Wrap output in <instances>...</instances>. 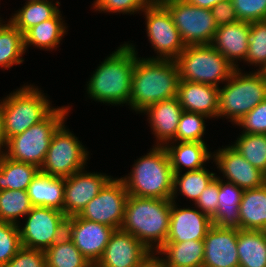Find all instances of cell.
<instances>
[{
  "label": "cell",
  "instance_id": "e575fe53",
  "mask_svg": "<svg viewBox=\"0 0 266 267\" xmlns=\"http://www.w3.org/2000/svg\"><path fill=\"white\" fill-rule=\"evenodd\" d=\"M231 146L266 175V134L239 133Z\"/></svg>",
  "mask_w": 266,
  "mask_h": 267
},
{
  "label": "cell",
  "instance_id": "7402d4cb",
  "mask_svg": "<svg viewBox=\"0 0 266 267\" xmlns=\"http://www.w3.org/2000/svg\"><path fill=\"white\" fill-rule=\"evenodd\" d=\"M177 98L183 111L199 113L218 120L219 87L180 81Z\"/></svg>",
  "mask_w": 266,
  "mask_h": 267
},
{
  "label": "cell",
  "instance_id": "7c38bea8",
  "mask_svg": "<svg viewBox=\"0 0 266 267\" xmlns=\"http://www.w3.org/2000/svg\"><path fill=\"white\" fill-rule=\"evenodd\" d=\"M171 14L184 44H211L217 30L210 9L189 4L186 0H158Z\"/></svg>",
  "mask_w": 266,
  "mask_h": 267
},
{
  "label": "cell",
  "instance_id": "4fadbf2b",
  "mask_svg": "<svg viewBox=\"0 0 266 267\" xmlns=\"http://www.w3.org/2000/svg\"><path fill=\"white\" fill-rule=\"evenodd\" d=\"M128 192L121 178L112 177L100 193L88 202L79 216L86 220L120 229Z\"/></svg>",
  "mask_w": 266,
  "mask_h": 267
},
{
  "label": "cell",
  "instance_id": "8fae6325",
  "mask_svg": "<svg viewBox=\"0 0 266 267\" xmlns=\"http://www.w3.org/2000/svg\"><path fill=\"white\" fill-rule=\"evenodd\" d=\"M140 14L145 16L148 42L156 53V56L147 58L175 60L186 45L170 12L158 0H154Z\"/></svg>",
  "mask_w": 266,
  "mask_h": 267
},
{
  "label": "cell",
  "instance_id": "f1b7e54d",
  "mask_svg": "<svg viewBox=\"0 0 266 267\" xmlns=\"http://www.w3.org/2000/svg\"><path fill=\"white\" fill-rule=\"evenodd\" d=\"M239 267H266V231L238 230Z\"/></svg>",
  "mask_w": 266,
  "mask_h": 267
},
{
  "label": "cell",
  "instance_id": "ba28073f",
  "mask_svg": "<svg viewBox=\"0 0 266 267\" xmlns=\"http://www.w3.org/2000/svg\"><path fill=\"white\" fill-rule=\"evenodd\" d=\"M180 81L220 87L236 69L211 44L187 45L175 59Z\"/></svg>",
  "mask_w": 266,
  "mask_h": 267
},
{
  "label": "cell",
  "instance_id": "f6af8a7d",
  "mask_svg": "<svg viewBox=\"0 0 266 267\" xmlns=\"http://www.w3.org/2000/svg\"><path fill=\"white\" fill-rule=\"evenodd\" d=\"M217 27L238 22L231 0H224L210 9Z\"/></svg>",
  "mask_w": 266,
  "mask_h": 267
},
{
  "label": "cell",
  "instance_id": "4dcf8cb0",
  "mask_svg": "<svg viewBox=\"0 0 266 267\" xmlns=\"http://www.w3.org/2000/svg\"><path fill=\"white\" fill-rule=\"evenodd\" d=\"M39 171L36 165L14 161L0 154V191L27 190Z\"/></svg>",
  "mask_w": 266,
  "mask_h": 267
},
{
  "label": "cell",
  "instance_id": "8992f818",
  "mask_svg": "<svg viewBox=\"0 0 266 267\" xmlns=\"http://www.w3.org/2000/svg\"><path fill=\"white\" fill-rule=\"evenodd\" d=\"M7 140L44 120L55 108L38 86L23 84L1 99Z\"/></svg>",
  "mask_w": 266,
  "mask_h": 267
},
{
  "label": "cell",
  "instance_id": "e0dca14e",
  "mask_svg": "<svg viewBox=\"0 0 266 267\" xmlns=\"http://www.w3.org/2000/svg\"><path fill=\"white\" fill-rule=\"evenodd\" d=\"M86 169L65 178L63 213L67 217L79 215L112 178L106 173L89 172Z\"/></svg>",
  "mask_w": 266,
  "mask_h": 267
},
{
  "label": "cell",
  "instance_id": "6da1fadb",
  "mask_svg": "<svg viewBox=\"0 0 266 267\" xmlns=\"http://www.w3.org/2000/svg\"><path fill=\"white\" fill-rule=\"evenodd\" d=\"M130 42L117 47L91 73L85 85L89 99L107 106H129L132 73L138 55L135 43Z\"/></svg>",
  "mask_w": 266,
  "mask_h": 267
},
{
  "label": "cell",
  "instance_id": "ee69618b",
  "mask_svg": "<svg viewBox=\"0 0 266 267\" xmlns=\"http://www.w3.org/2000/svg\"><path fill=\"white\" fill-rule=\"evenodd\" d=\"M219 178L215 177L192 205L212 218L218 210Z\"/></svg>",
  "mask_w": 266,
  "mask_h": 267
},
{
  "label": "cell",
  "instance_id": "d4e9b609",
  "mask_svg": "<svg viewBox=\"0 0 266 267\" xmlns=\"http://www.w3.org/2000/svg\"><path fill=\"white\" fill-rule=\"evenodd\" d=\"M62 16L61 11H59L53 18L28 29L23 34L25 52L31 46L40 50L56 51L68 32V24L65 23L66 20Z\"/></svg>",
  "mask_w": 266,
  "mask_h": 267
},
{
  "label": "cell",
  "instance_id": "9c48e42d",
  "mask_svg": "<svg viewBox=\"0 0 266 267\" xmlns=\"http://www.w3.org/2000/svg\"><path fill=\"white\" fill-rule=\"evenodd\" d=\"M64 121L54 132L40 172L55 176L69 177L85 169L88 164L89 151L79 137L65 125Z\"/></svg>",
  "mask_w": 266,
  "mask_h": 267
},
{
  "label": "cell",
  "instance_id": "484cf974",
  "mask_svg": "<svg viewBox=\"0 0 266 267\" xmlns=\"http://www.w3.org/2000/svg\"><path fill=\"white\" fill-rule=\"evenodd\" d=\"M65 178L38 172L27 192L33 206L50 207L63 212Z\"/></svg>",
  "mask_w": 266,
  "mask_h": 267
},
{
  "label": "cell",
  "instance_id": "7dc6e473",
  "mask_svg": "<svg viewBox=\"0 0 266 267\" xmlns=\"http://www.w3.org/2000/svg\"><path fill=\"white\" fill-rule=\"evenodd\" d=\"M189 4L201 7L204 9H211L213 8L216 4H218L221 1L224 0H186Z\"/></svg>",
  "mask_w": 266,
  "mask_h": 267
},
{
  "label": "cell",
  "instance_id": "ac0fdd59",
  "mask_svg": "<svg viewBox=\"0 0 266 267\" xmlns=\"http://www.w3.org/2000/svg\"><path fill=\"white\" fill-rule=\"evenodd\" d=\"M172 201L169 231L166 242L204 240L213 225L211 218L197 207H181ZM181 207V208H180Z\"/></svg>",
  "mask_w": 266,
  "mask_h": 267
},
{
  "label": "cell",
  "instance_id": "83f0119b",
  "mask_svg": "<svg viewBox=\"0 0 266 267\" xmlns=\"http://www.w3.org/2000/svg\"><path fill=\"white\" fill-rule=\"evenodd\" d=\"M239 216L241 229L266 231V183L243 191Z\"/></svg>",
  "mask_w": 266,
  "mask_h": 267
},
{
  "label": "cell",
  "instance_id": "ffe728a7",
  "mask_svg": "<svg viewBox=\"0 0 266 267\" xmlns=\"http://www.w3.org/2000/svg\"><path fill=\"white\" fill-rule=\"evenodd\" d=\"M182 112L177 96L157 102L142 112L155 137L153 146H165L174 142Z\"/></svg>",
  "mask_w": 266,
  "mask_h": 267
},
{
  "label": "cell",
  "instance_id": "b9f144b4",
  "mask_svg": "<svg viewBox=\"0 0 266 267\" xmlns=\"http://www.w3.org/2000/svg\"><path fill=\"white\" fill-rule=\"evenodd\" d=\"M236 126L243 129L241 133L266 134V99L247 113Z\"/></svg>",
  "mask_w": 266,
  "mask_h": 267
},
{
  "label": "cell",
  "instance_id": "bcb514c9",
  "mask_svg": "<svg viewBox=\"0 0 266 267\" xmlns=\"http://www.w3.org/2000/svg\"><path fill=\"white\" fill-rule=\"evenodd\" d=\"M7 146V137L4 131L3 107L0 100V154L4 153V148Z\"/></svg>",
  "mask_w": 266,
  "mask_h": 267
},
{
  "label": "cell",
  "instance_id": "52a82bcc",
  "mask_svg": "<svg viewBox=\"0 0 266 267\" xmlns=\"http://www.w3.org/2000/svg\"><path fill=\"white\" fill-rule=\"evenodd\" d=\"M70 110V105L57 106L44 120L22 134L9 138L3 154L14 161L30 163L40 169L54 132L67 121Z\"/></svg>",
  "mask_w": 266,
  "mask_h": 267
},
{
  "label": "cell",
  "instance_id": "74e56055",
  "mask_svg": "<svg viewBox=\"0 0 266 267\" xmlns=\"http://www.w3.org/2000/svg\"><path fill=\"white\" fill-rule=\"evenodd\" d=\"M207 116L199 113L183 111L174 142H205Z\"/></svg>",
  "mask_w": 266,
  "mask_h": 267
},
{
  "label": "cell",
  "instance_id": "5b68a950",
  "mask_svg": "<svg viewBox=\"0 0 266 267\" xmlns=\"http://www.w3.org/2000/svg\"><path fill=\"white\" fill-rule=\"evenodd\" d=\"M223 85L219 87L218 119H229L233 125L266 99V72H245L239 67Z\"/></svg>",
  "mask_w": 266,
  "mask_h": 267
},
{
  "label": "cell",
  "instance_id": "d590c367",
  "mask_svg": "<svg viewBox=\"0 0 266 267\" xmlns=\"http://www.w3.org/2000/svg\"><path fill=\"white\" fill-rule=\"evenodd\" d=\"M32 208L27 190L0 191V221L18 225Z\"/></svg>",
  "mask_w": 266,
  "mask_h": 267
},
{
  "label": "cell",
  "instance_id": "cb8c5ba5",
  "mask_svg": "<svg viewBox=\"0 0 266 267\" xmlns=\"http://www.w3.org/2000/svg\"><path fill=\"white\" fill-rule=\"evenodd\" d=\"M207 142H170L164 146L174 173L194 171L207 167L212 152ZM211 160V161H209ZM185 167V168H184Z\"/></svg>",
  "mask_w": 266,
  "mask_h": 267
},
{
  "label": "cell",
  "instance_id": "9a60e30c",
  "mask_svg": "<svg viewBox=\"0 0 266 267\" xmlns=\"http://www.w3.org/2000/svg\"><path fill=\"white\" fill-rule=\"evenodd\" d=\"M212 160L221 173L216 177L234 183L243 190L259 188L266 183V175L253 167L230 144L213 151Z\"/></svg>",
  "mask_w": 266,
  "mask_h": 267
},
{
  "label": "cell",
  "instance_id": "7a4b0ae2",
  "mask_svg": "<svg viewBox=\"0 0 266 267\" xmlns=\"http://www.w3.org/2000/svg\"><path fill=\"white\" fill-rule=\"evenodd\" d=\"M179 82L175 60L149 59L137 55L128 108L136 114H142L149 106L176 97Z\"/></svg>",
  "mask_w": 266,
  "mask_h": 267
},
{
  "label": "cell",
  "instance_id": "1f68e13d",
  "mask_svg": "<svg viewBox=\"0 0 266 267\" xmlns=\"http://www.w3.org/2000/svg\"><path fill=\"white\" fill-rule=\"evenodd\" d=\"M217 173L211 172L206 167L186 171L185 173H174L173 193L171 201L177 202V197L189 199L194 204L201 195V192L216 177Z\"/></svg>",
  "mask_w": 266,
  "mask_h": 267
},
{
  "label": "cell",
  "instance_id": "5bb4252c",
  "mask_svg": "<svg viewBox=\"0 0 266 267\" xmlns=\"http://www.w3.org/2000/svg\"><path fill=\"white\" fill-rule=\"evenodd\" d=\"M153 259L154 254L138 239L122 229H115L96 265L98 267H145Z\"/></svg>",
  "mask_w": 266,
  "mask_h": 267
},
{
  "label": "cell",
  "instance_id": "836d02e7",
  "mask_svg": "<svg viewBox=\"0 0 266 267\" xmlns=\"http://www.w3.org/2000/svg\"><path fill=\"white\" fill-rule=\"evenodd\" d=\"M47 267H89L91 262L65 234L45 251Z\"/></svg>",
  "mask_w": 266,
  "mask_h": 267
},
{
  "label": "cell",
  "instance_id": "7bdbcfd3",
  "mask_svg": "<svg viewBox=\"0 0 266 267\" xmlns=\"http://www.w3.org/2000/svg\"><path fill=\"white\" fill-rule=\"evenodd\" d=\"M4 267H47L45 253L22 246Z\"/></svg>",
  "mask_w": 266,
  "mask_h": 267
},
{
  "label": "cell",
  "instance_id": "f907efd6",
  "mask_svg": "<svg viewBox=\"0 0 266 267\" xmlns=\"http://www.w3.org/2000/svg\"><path fill=\"white\" fill-rule=\"evenodd\" d=\"M89 267H98L96 264H92L91 266H89Z\"/></svg>",
  "mask_w": 266,
  "mask_h": 267
},
{
  "label": "cell",
  "instance_id": "ab89813d",
  "mask_svg": "<svg viewBox=\"0 0 266 267\" xmlns=\"http://www.w3.org/2000/svg\"><path fill=\"white\" fill-rule=\"evenodd\" d=\"M21 247L18 225L0 221V267H4Z\"/></svg>",
  "mask_w": 266,
  "mask_h": 267
},
{
  "label": "cell",
  "instance_id": "277c9868",
  "mask_svg": "<svg viewBox=\"0 0 266 267\" xmlns=\"http://www.w3.org/2000/svg\"><path fill=\"white\" fill-rule=\"evenodd\" d=\"M134 161L130 173L120 177L128 195L171 199L174 172L164 146H152L146 155Z\"/></svg>",
  "mask_w": 266,
  "mask_h": 267
},
{
  "label": "cell",
  "instance_id": "f35d334b",
  "mask_svg": "<svg viewBox=\"0 0 266 267\" xmlns=\"http://www.w3.org/2000/svg\"><path fill=\"white\" fill-rule=\"evenodd\" d=\"M154 0H94L91 9L99 13L140 14ZM140 12V13H139Z\"/></svg>",
  "mask_w": 266,
  "mask_h": 267
},
{
  "label": "cell",
  "instance_id": "2e32d148",
  "mask_svg": "<svg viewBox=\"0 0 266 267\" xmlns=\"http://www.w3.org/2000/svg\"><path fill=\"white\" fill-rule=\"evenodd\" d=\"M114 231L115 228L79 215L68 217L66 222V234L91 264L99 261Z\"/></svg>",
  "mask_w": 266,
  "mask_h": 267
},
{
  "label": "cell",
  "instance_id": "681fc988",
  "mask_svg": "<svg viewBox=\"0 0 266 267\" xmlns=\"http://www.w3.org/2000/svg\"><path fill=\"white\" fill-rule=\"evenodd\" d=\"M35 1H46V2H53L54 0H26L25 2H35Z\"/></svg>",
  "mask_w": 266,
  "mask_h": 267
},
{
  "label": "cell",
  "instance_id": "8d00e7d4",
  "mask_svg": "<svg viewBox=\"0 0 266 267\" xmlns=\"http://www.w3.org/2000/svg\"><path fill=\"white\" fill-rule=\"evenodd\" d=\"M245 64L266 72V20L250 23L248 52Z\"/></svg>",
  "mask_w": 266,
  "mask_h": 267
},
{
  "label": "cell",
  "instance_id": "f546056e",
  "mask_svg": "<svg viewBox=\"0 0 266 267\" xmlns=\"http://www.w3.org/2000/svg\"><path fill=\"white\" fill-rule=\"evenodd\" d=\"M24 38L20 30L8 19L0 21V68L11 69L24 62Z\"/></svg>",
  "mask_w": 266,
  "mask_h": 267
},
{
  "label": "cell",
  "instance_id": "c3c4849f",
  "mask_svg": "<svg viewBox=\"0 0 266 267\" xmlns=\"http://www.w3.org/2000/svg\"><path fill=\"white\" fill-rule=\"evenodd\" d=\"M145 267H161V265L155 259H153Z\"/></svg>",
  "mask_w": 266,
  "mask_h": 267
},
{
  "label": "cell",
  "instance_id": "d6986e66",
  "mask_svg": "<svg viewBox=\"0 0 266 267\" xmlns=\"http://www.w3.org/2000/svg\"><path fill=\"white\" fill-rule=\"evenodd\" d=\"M238 230L212 225L204 238L202 267H239L237 252Z\"/></svg>",
  "mask_w": 266,
  "mask_h": 267
},
{
  "label": "cell",
  "instance_id": "30bf717a",
  "mask_svg": "<svg viewBox=\"0 0 266 267\" xmlns=\"http://www.w3.org/2000/svg\"><path fill=\"white\" fill-rule=\"evenodd\" d=\"M67 218L60 210L33 206L18 224L22 246L45 251L66 234Z\"/></svg>",
  "mask_w": 266,
  "mask_h": 267
},
{
  "label": "cell",
  "instance_id": "60d3db41",
  "mask_svg": "<svg viewBox=\"0 0 266 267\" xmlns=\"http://www.w3.org/2000/svg\"><path fill=\"white\" fill-rule=\"evenodd\" d=\"M238 21L266 20V0H231Z\"/></svg>",
  "mask_w": 266,
  "mask_h": 267
},
{
  "label": "cell",
  "instance_id": "3957f363",
  "mask_svg": "<svg viewBox=\"0 0 266 267\" xmlns=\"http://www.w3.org/2000/svg\"><path fill=\"white\" fill-rule=\"evenodd\" d=\"M171 204V199L128 195L120 229L130 233L155 254L167 240Z\"/></svg>",
  "mask_w": 266,
  "mask_h": 267
},
{
  "label": "cell",
  "instance_id": "4316f807",
  "mask_svg": "<svg viewBox=\"0 0 266 267\" xmlns=\"http://www.w3.org/2000/svg\"><path fill=\"white\" fill-rule=\"evenodd\" d=\"M243 189L219 178L218 210L211 218L213 225L222 229L240 230L239 205Z\"/></svg>",
  "mask_w": 266,
  "mask_h": 267
},
{
  "label": "cell",
  "instance_id": "603a6c76",
  "mask_svg": "<svg viewBox=\"0 0 266 267\" xmlns=\"http://www.w3.org/2000/svg\"><path fill=\"white\" fill-rule=\"evenodd\" d=\"M154 259L161 267H202L204 241L165 242L154 254Z\"/></svg>",
  "mask_w": 266,
  "mask_h": 267
},
{
  "label": "cell",
  "instance_id": "44dd1931",
  "mask_svg": "<svg viewBox=\"0 0 266 267\" xmlns=\"http://www.w3.org/2000/svg\"><path fill=\"white\" fill-rule=\"evenodd\" d=\"M249 33L250 22L238 21L222 25L217 28L211 45L238 69L240 62H245Z\"/></svg>",
  "mask_w": 266,
  "mask_h": 267
},
{
  "label": "cell",
  "instance_id": "d6a6232c",
  "mask_svg": "<svg viewBox=\"0 0 266 267\" xmlns=\"http://www.w3.org/2000/svg\"><path fill=\"white\" fill-rule=\"evenodd\" d=\"M25 4V5H24ZM23 6L11 14L9 20L24 34L31 27L53 18L61 9L59 1L25 2Z\"/></svg>",
  "mask_w": 266,
  "mask_h": 267
}]
</instances>
